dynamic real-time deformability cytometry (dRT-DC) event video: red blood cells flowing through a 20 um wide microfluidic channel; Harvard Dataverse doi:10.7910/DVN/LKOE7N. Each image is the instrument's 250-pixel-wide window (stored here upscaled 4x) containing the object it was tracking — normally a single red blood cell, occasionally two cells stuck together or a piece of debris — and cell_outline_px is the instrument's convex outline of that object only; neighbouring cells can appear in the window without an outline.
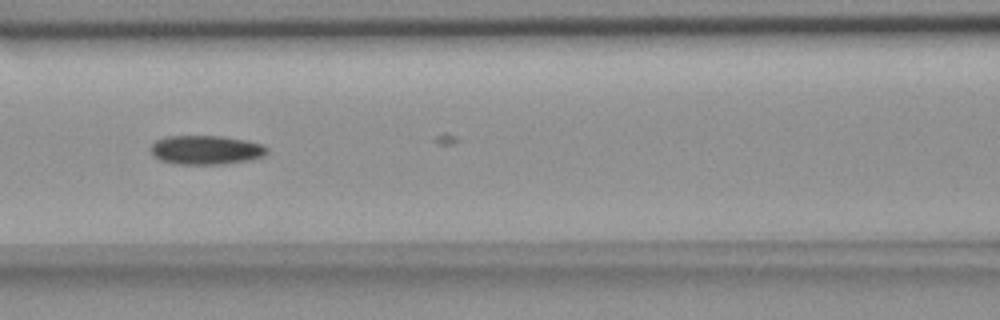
{"species": "common noctule bat (a hibernating species)", "species_latin": "Nyctalus noctula", "temperature_condition": "room temperature", "stored_images_in_passage": 8, "camera_frame_rate_fps": 3000, "um_per_image_px": 0.085, "animal": {"sex": "female", "body_mass_g": 18.4}, "frame": {"image": 1, "passage_image": 6, "time_ms": 5.667, "image_size_px": [1000, 320], "cell_outline_px": [[268, 152], [264, 156], [248, 160], [220, 164], [176, 164], [160, 160], [152, 156], [152, 144], [156, 140], [164, 136], [224, 136], [248, 140], [264, 144], [268, 148]], "centroid_in_image_um": [17.53, 12.73], "position_along_channel_um": 149.1, "area_um2": 19.88}}
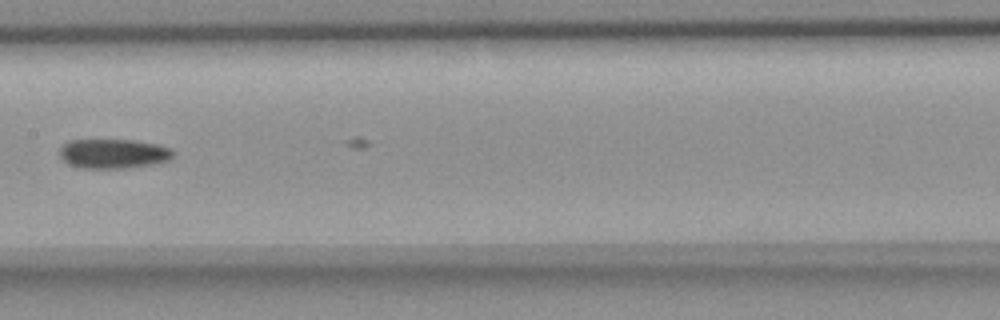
{"frame": {"image": 2, "passage_image": 7, "time_ms": 7.0, "image_size_px": [1000, 320], "cell_outline_px": [[172, 156], [168, 160], [152, 164], [124, 168], [80, 168], [64, 160], [60, 156], [60, 148], [64, 144], [72, 140], [132, 140], [156, 144], [168, 148], [172, 152]], "centroid_in_image_um": [9.61, 13.06], "position_along_channel_um": 197.8, "area_um2": 19.07}}